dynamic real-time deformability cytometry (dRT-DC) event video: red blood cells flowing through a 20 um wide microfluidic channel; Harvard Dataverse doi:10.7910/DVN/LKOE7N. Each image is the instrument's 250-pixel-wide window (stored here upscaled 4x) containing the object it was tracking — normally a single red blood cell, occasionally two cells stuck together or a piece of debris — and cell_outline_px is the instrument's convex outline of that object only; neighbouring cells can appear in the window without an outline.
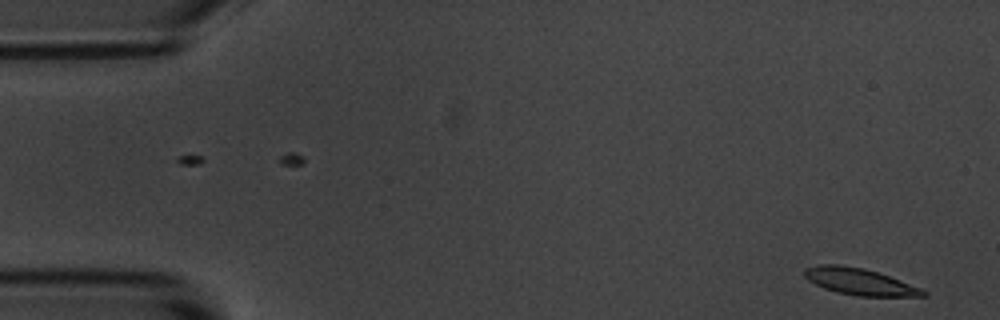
{"species": "common noctule bat (a hibernating species)", "species_latin": "Nyctalus noctula", "temperature_condition": "room temperature", "stored_images_in_passage": 4, "camera_frame_rate_fps": 3000, "um_per_image_px": 0.085, "animal": {"sex": "male", "body_mass_g": 20.1, "forearm_length_mm": 53.5}, "frame": {"image": 1, "passage_image": 1, "time_ms": 0.0, "image_size_px": [1000, 320], "cell_outline_px": [[928, 296], [860, 296], [836, 292], [824, 288], [808, 280], [804, 276], [804, 268], [820, 264], [840, 264], [864, 268], [900, 280], [920, 288], [928, 292]], "centroid_in_image_um": [73.04, 23.93], "position_along_channel_um": 12.0, "area_um2": 18.32}}
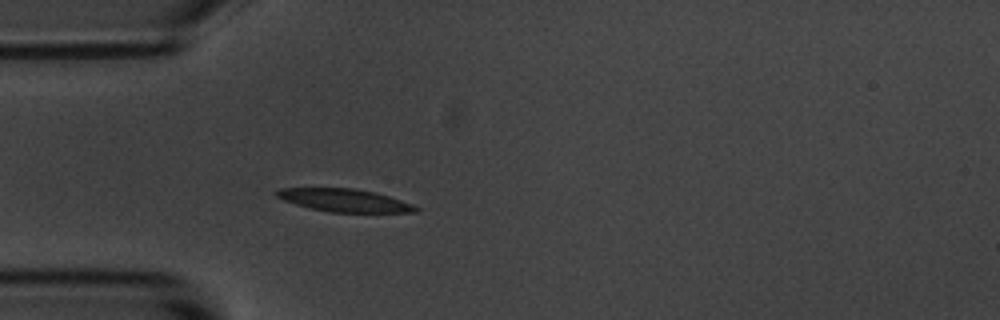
{"frame": {"image": 2, "passage_image": 4, "time_ms": 4.333, "image_size_px": [1000, 320], "cell_outline_px": [[420, 208], [416, 212], [328, 212], [296, 204], [284, 200], [276, 196], [272, 192], [280, 188], [352, 188], [376, 192], [412, 204]], "centroid_in_image_um": [29.25, 17.02], "position_along_channel_um": 55.7, "area_um2": 18.38}}